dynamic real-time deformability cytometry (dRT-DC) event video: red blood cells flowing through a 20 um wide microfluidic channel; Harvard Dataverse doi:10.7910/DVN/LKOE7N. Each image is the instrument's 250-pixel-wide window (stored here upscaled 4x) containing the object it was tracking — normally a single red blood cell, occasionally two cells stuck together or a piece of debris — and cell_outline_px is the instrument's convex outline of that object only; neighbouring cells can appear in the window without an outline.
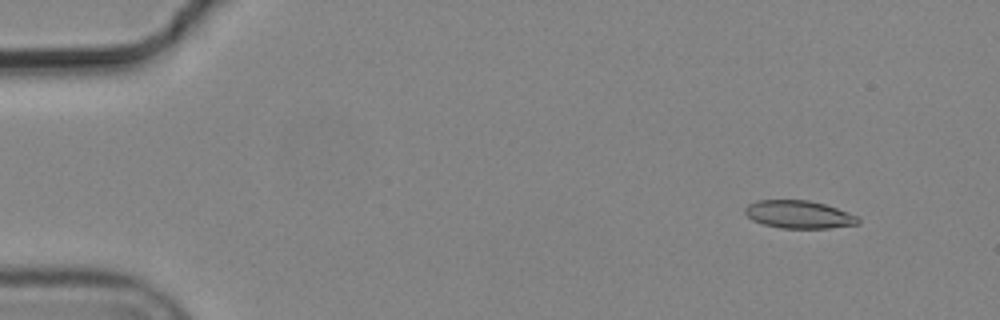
{"species": "common noctule bat (a hibernating species)", "species_latin": "Nyctalus noctula", "temperature_condition": "cold", "stored_images_in_passage": 4, "camera_frame_rate_fps": 3000, "um_per_image_px": 0.085, "animal": {"sex": "male", "body_mass_g": 19.2, "forearm_length_mm": 51.8}, "frame": {"image": 1, "passage_image": 1, "time_ms": 0.0, "image_size_px": [1000, 320], "cell_outline_px": [[860, 224], [828, 228], [780, 228], [764, 224], [752, 220], [744, 212], [744, 208], [748, 204], [756, 200], [808, 200], [824, 204], [860, 216]], "centroid_in_image_um": [67.92, 18.23], "position_along_channel_um": 17.1, "area_um2": 18.44}}
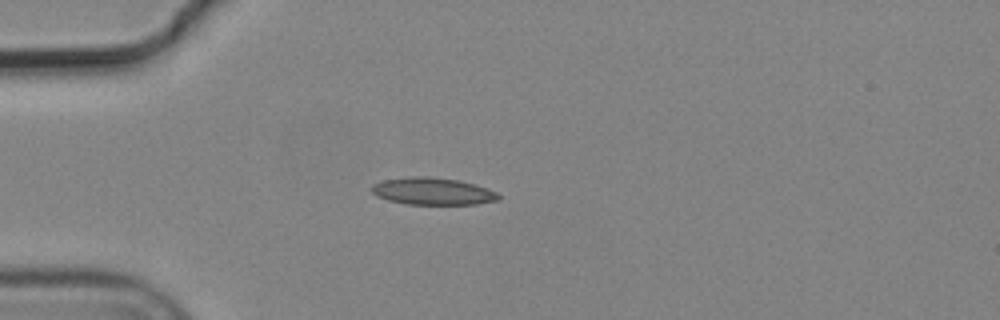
{"frame": {"image": 2, "passage_image": 4, "time_ms": 1.0, "image_size_px": [1000, 320], "cell_outline_px": [[500, 200], [476, 204], [408, 204], [388, 200], [376, 196], [372, 192], [372, 184], [384, 180], [412, 176], [428, 176], [456, 180], [488, 188], [496, 192], [500, 196]], "centroid_in_image_um": [36.77, 16.26], "position_along_channel_um": 48.2, "area_um2": 19.94}}